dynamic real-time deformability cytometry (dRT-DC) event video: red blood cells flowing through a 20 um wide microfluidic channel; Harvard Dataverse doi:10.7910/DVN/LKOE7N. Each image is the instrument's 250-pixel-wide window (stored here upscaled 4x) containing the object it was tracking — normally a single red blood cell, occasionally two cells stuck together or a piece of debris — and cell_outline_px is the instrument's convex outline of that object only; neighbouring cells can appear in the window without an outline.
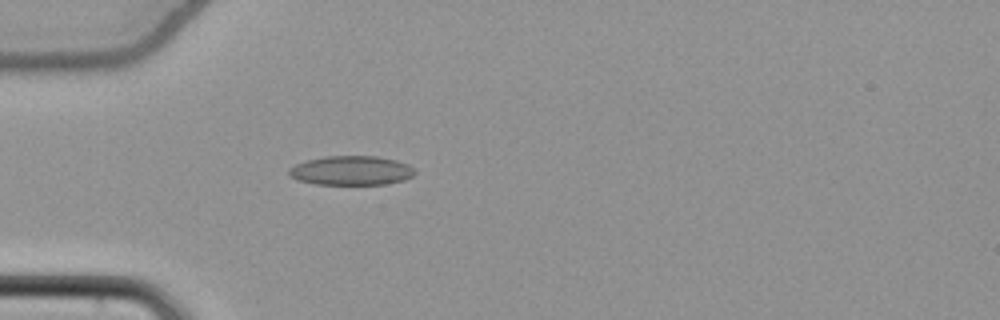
{"species": "common noctule bat (a hibernating species)", "species_latin": "Nyctalus noctula", "temperature_condition": "cold", "stored_images_in_passage": 38, "camera_frame_rate_fps": 3000, "um_per_image_px": 0.085, "animal": {"sex": "female", "body_mass_g": 22.7, "forearm_length_mm": 54.2}, "frame": {"image": 1, "passage_image": 1, "time_ms": 0.0, "image_size_px": [1000, 320], "cell_outline_px": [[416, 172], [412, 176], [404, 180], [384, 184], [316, 184], [296, 180], [288, 176], [288, 168], [296, 164], [308, 160], [324, 156], [376, 156], [396, 160], [408, 164]], "centroid_in_image_um": [29.82, 14.49], "position_along_channel_um": 55.2, "area_um2": 21.5}}
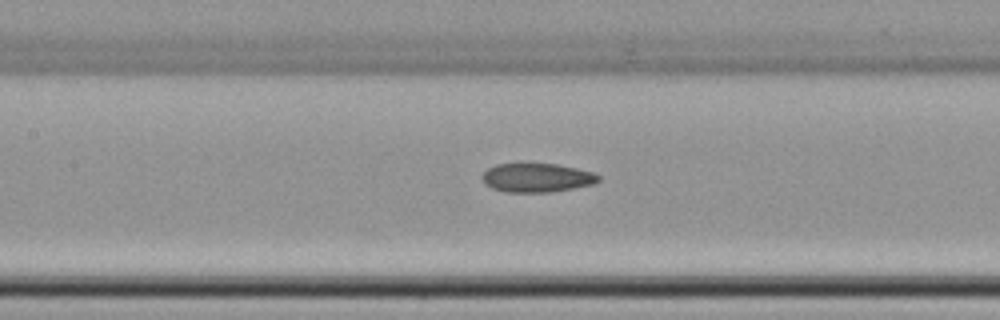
{"frame": {"image": 2, "passage_image": 10, "time_ms": 3.0, "image_size_px": [1000, 320], "cell_outline_px": [[600, 180], [596, 184], [552, 192], [504, 192], [492, 188], [484, 184], [480, 176], [488, 168], [496, 164], [556, 164], [576, 168], [592, 172], [600, 176]], "centroid_in_image_um": [45.63, 15.12], "position_along_channel_um": 161.8, "area_um2": 19.71}}
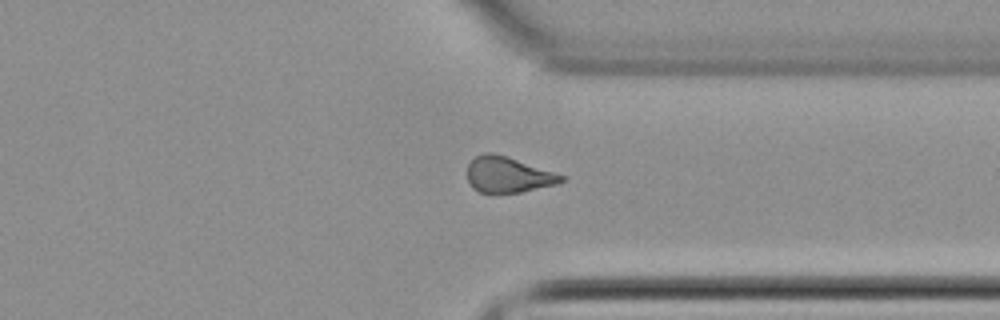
{"frame": {"image": 3, "passage_image": 26, "time_ms": 8.333, "image_size_px": [1000, 320], "cell_outline_px": [[564, 180], [556, 184], [520, 192], [480, 192], [472, 188], [468, 180], [468, 164], [476, 156], [484, 152], [492, 152], [564, 176]], "centroid_in_image_um": [43.12, 14.85], "position_along_channel_um": 368.3, "area_um2": 18.96}, "authors_computed_cell_mechanics": {"area_um2": 19.7676, "velocity_mm_per_s": 3.8743, "shape_relaxation_time_tau1_ms": null, "shape_relaxation_time_tau2_ms": 8.1275, "deformation_change_tau1": null, "deformation_change_tau2": 0.1571}}